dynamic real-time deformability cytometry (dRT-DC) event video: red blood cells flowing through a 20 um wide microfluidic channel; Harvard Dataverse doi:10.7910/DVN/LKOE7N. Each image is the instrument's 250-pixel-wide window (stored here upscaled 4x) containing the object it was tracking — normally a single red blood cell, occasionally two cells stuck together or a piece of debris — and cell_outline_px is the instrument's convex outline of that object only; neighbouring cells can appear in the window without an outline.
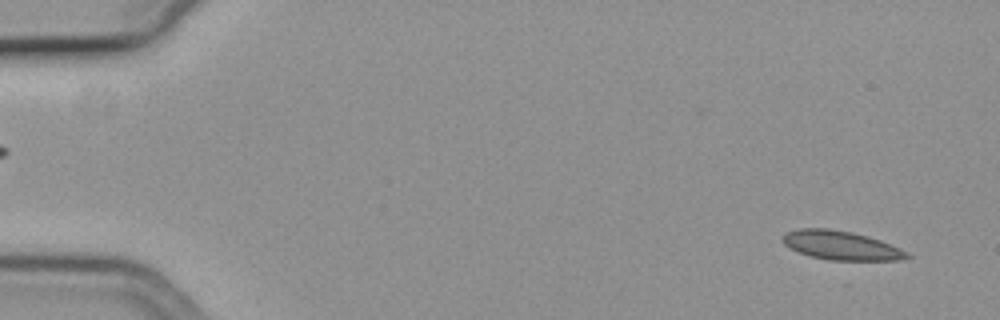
{"species": "common noctule bat (a hibernating species)", "species_latin": "Nyctalus noctula", "temperature_condition": "cold", "stored_images_in_passage": 57, "camera_frame_rate_fps": 3000, "um_per_image_px": 0.085, "animal": {"sex": "female", "body_mass_g": 19.3, "forearm_length_mm": 54.1}, "frame": {"image": 1, "passage_image": 4, "time_ms": 1.0, "image_size_px": [1000, 320], "cell_outline_px": [[912, 256], [900, 260], [828, 260], [808, 256], [788, 248], [784, 244], [784, 236], [788, 232], [800, 228], [828, 228], [852, 232], [868, 236], [880, 240], [900, 248], [908, 252]], "centroid_in_image_um": [71.5, 20.87], "position_along_channel_um": 13.5, "area_um2": 20.98}}
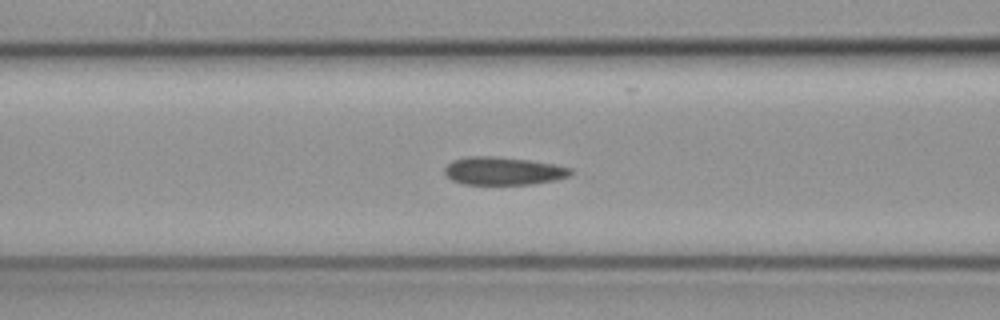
{"frame": {"image": 2, "passage_image": 24, "time_ms": 7.667, "image_size_px": [1000, 320], "cell_outline_px": [[572, 172], [568, 176], [552, 180], [532, 184], [464, 184], [452, 180], [444, 172], [444, 168], [452, 160], [468, 156], [492, 156], [528, 160], [556, 164], [572, 168]], "centroid_in_image_um": [42.76, 14.52], "position_along_channel_um": 123.8, "area_um2": 20.4}}
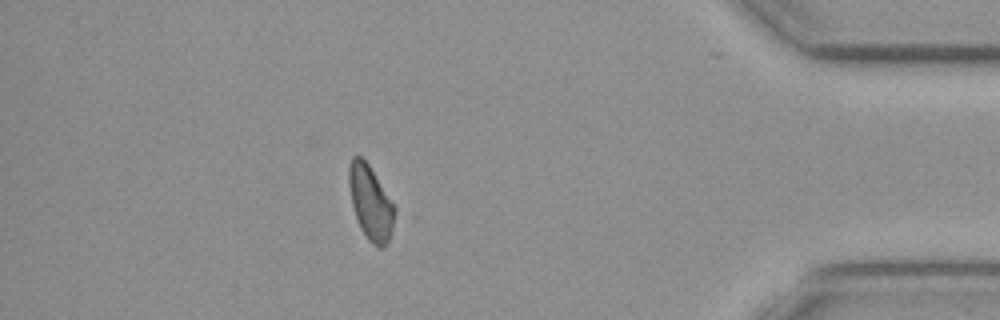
{"frame": {"image": 3, "passage_image": 50, "time_ms": 16.333, "image_size_px": [1000, 320], "cell_outline_px": [[396, 212], [392, 232], [388, 240], [380, 248], [372, 244], [368, 240], [360, 228], [352, 204], [348, 184], [348, 168], [352, 156], [360, 156], [368, 164], [396, 208]], "centroid_in_image_um": [31.49, 17.23], "position_along_channel_um": 403.7, "area_um2": 19.59}}